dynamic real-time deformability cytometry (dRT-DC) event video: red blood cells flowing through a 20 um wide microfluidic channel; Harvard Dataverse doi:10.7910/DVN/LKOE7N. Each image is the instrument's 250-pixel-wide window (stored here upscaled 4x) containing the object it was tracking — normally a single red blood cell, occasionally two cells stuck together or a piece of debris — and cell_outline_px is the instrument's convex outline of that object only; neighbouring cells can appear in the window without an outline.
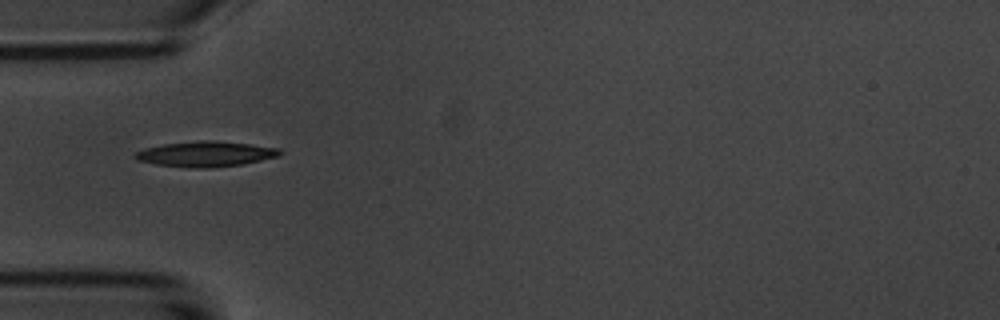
{"species": "common noctule bat (a hibernating species)", "species_latin": "Nyctalus noctula", "temperature_condition": "room temperature", "stored_images_in_passage": 3, "camera_frame_rate_fps": 3000, "um_per_image_px": 0.085, "animal": {"sex": "male", "body_mass_g": 20.1, "forearm_length_mm": 53.5}, "frame": {"image": 1, "passage_image": 2, "time_ms": 1.333, "image_size_px": [1000, 320], "cell_outline_px": [[284, 152], [280, 156], [240, 164], [208, 168], [192, 168], [156, 164], [136, 160], [132, 156], [136, 152], [144, 148], [164, 144], [200, 140], [212, 140], [252, 144], [280, 148]], "centroid_in_image_um": [17.49, 13.08], "position_along_channel_um": 67.5, "area_um2": 21.44}}